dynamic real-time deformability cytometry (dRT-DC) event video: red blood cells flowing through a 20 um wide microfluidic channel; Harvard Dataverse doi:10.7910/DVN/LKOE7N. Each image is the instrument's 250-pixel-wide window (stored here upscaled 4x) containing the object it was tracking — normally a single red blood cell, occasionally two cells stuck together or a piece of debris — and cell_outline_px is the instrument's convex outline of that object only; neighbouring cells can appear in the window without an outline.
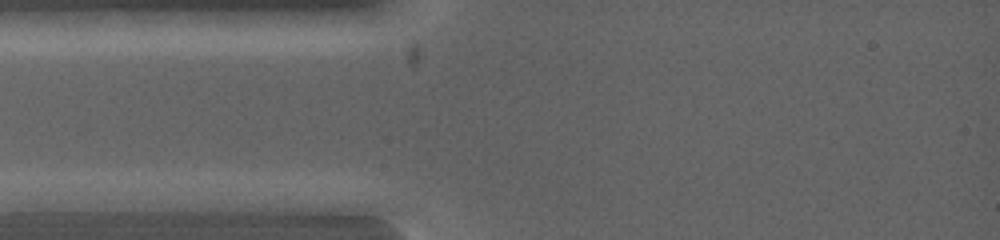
{"species": "common noctule bat (a hibernating species)", "species_latin": "Nyctalus noctula", "temperature_condition": "warm", "stored_images_in_passage": 4, "camera_frame_rate_fps": 5000, "um_per_image_px": 0.085, "animal": {"sex": "female", "body_mass_g": 19.0, "forearm_length_mm": 53.3}, "frame": {"image": 1, "passage_image": 2, "time_ms": 0.2, "image_size_px": [1000, 240], "cell_outline_px": [[128, 200], [120, 212], [16, 212], [12, 200], [40, 192], [48, 192]], "centroid_in_image_um": [5.68, 17.3], "position_along_channel_um": 79.3, "area_um2": 13.12}}